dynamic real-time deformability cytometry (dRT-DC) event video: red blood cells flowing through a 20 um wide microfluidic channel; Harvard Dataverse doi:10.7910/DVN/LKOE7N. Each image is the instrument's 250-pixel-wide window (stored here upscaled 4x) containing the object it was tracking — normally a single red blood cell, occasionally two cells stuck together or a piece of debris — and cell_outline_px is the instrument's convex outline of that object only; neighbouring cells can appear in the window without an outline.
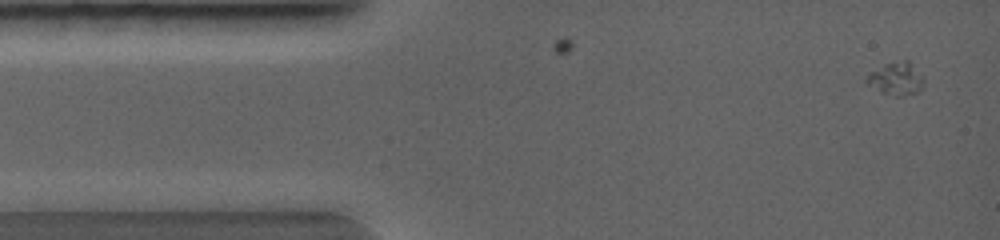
{"species": "common noctule bat (a hibernating species)", "species_latin": "Nyctalus noctula", "temperature_condition": "warm", "stored_images_in_passage": 4, "camera_frame_rate_fps": 5000, "um_per_image_px": 0.085, "animal": {"sex": "female", "body_mass_g": 19.0, "forearm_length_mm": 56.7}, "frame": {"image": 1, "passage_image": 1, "time_ms": 0.0, "image_size_px": [1000, 240], "cell_outline_px": [[924, 84], [916, 92], [900, 96], [896, 96], [880, 92], [864, 84], [864, 80], [868, 72], [884, 64], [904, 60], [908, 60], [924, 76]], "centroid_in_image_um": [76.12, 6.68], "position_along_channel_um": 8.9, "area_um2": 11.16}}